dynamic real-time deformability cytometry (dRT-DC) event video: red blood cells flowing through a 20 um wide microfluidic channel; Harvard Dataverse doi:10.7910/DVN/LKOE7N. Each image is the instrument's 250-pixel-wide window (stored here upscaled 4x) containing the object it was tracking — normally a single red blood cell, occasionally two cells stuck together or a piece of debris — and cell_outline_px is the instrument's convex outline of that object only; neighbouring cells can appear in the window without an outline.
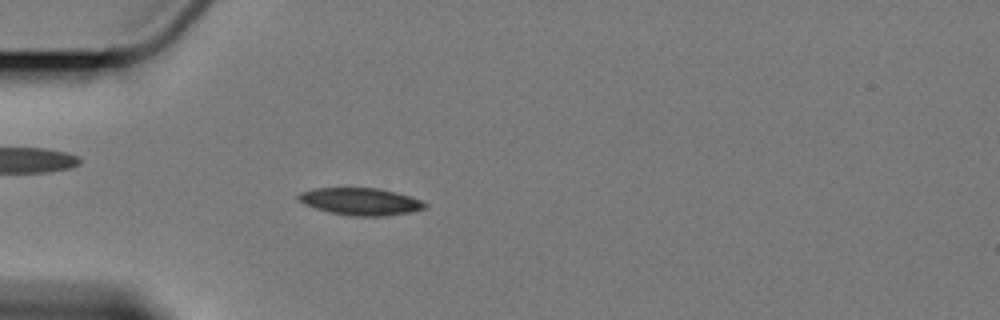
{"species": "Egyptian fruit bat (a non-hibernating species)", "species_latin": "Rousettus aegyptiacus", "temperature_condition": "cold", "stored_images_in_passage": 1, "camera_frame_rate_fps": 3000, "um_per_image_px": 0.085, "animal": {"sex": "female"}, "frame": {"image": 1, "passage_image": 1, "time_ms": 0.0, "image_size_px": [1000, 320], "cell_outline_px": [[428, 204], [424, 208], [408, 212], [380, 216], [352, 216], [332, 212], [316, 208], [304, 204], [296, 200], [296, 196], [300, 192], [316, 188], [380, 188], [396, 192], [420, 200]], "centroid_in_image_um": [30.59, 17.11], "position_along_channel_um": 54.4, "area_um2": 19.83}}